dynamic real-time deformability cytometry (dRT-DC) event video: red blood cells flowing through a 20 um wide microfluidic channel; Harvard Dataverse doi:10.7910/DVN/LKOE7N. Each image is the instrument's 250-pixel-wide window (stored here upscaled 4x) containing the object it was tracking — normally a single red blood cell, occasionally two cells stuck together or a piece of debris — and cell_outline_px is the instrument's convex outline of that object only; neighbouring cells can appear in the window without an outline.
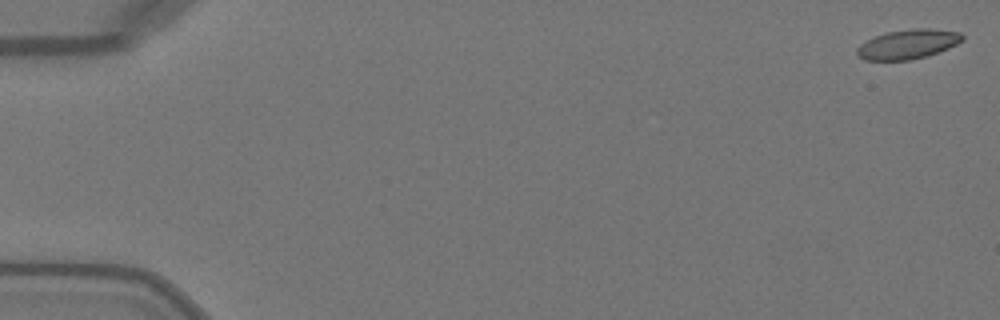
{"species": "Egyptian fruit bat (a non-hibernating species)", "species_latin": "Rousettus aegyptiacus", "temperature_condition": "warm", "stored_images_in_passage": 51, "camera_frame_rate_fps": 3000, "um_per_image_px": 0.085, "animal": {"sex": "female"}, "frame": {"image": 1, "passage_image": 1, "time_ms": 0.0, "image_size_px": [1000, 320], "cell_outline_px": [[964, 40], [948, 48], [912, 60], [864, 60], [856, 52], [856, 48], [860, 44], [876, 36], [888, 32], [912, 28], [928, 28], [960, 32], [964, 36]], "centroid_in_image_um": [77.18, 3.75], "position_along_channel_um": 7.8, "area_um2": 17.92}}
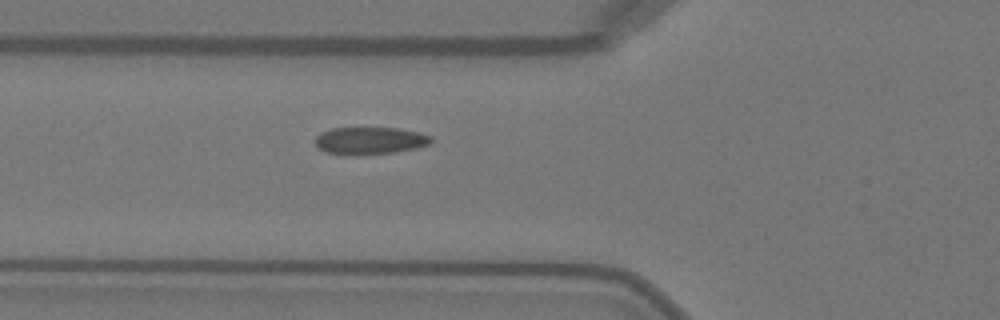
{"frame": {"image": 2, "passage_image": 19, "time_ms": 6.0, "image_size_px": [1000, 320], "cell_outline_px": [[432, 144], [416, 148], [392, 152], [324, 152], [316, 144], [316, 136], [320, 132], [332, 128], [400, 128], [420, 132], [432, 136]], "centroid_in_image_um": [31.53, 11.9], "position_along_channel_um": 94.3, "area_um2": 17.69}}
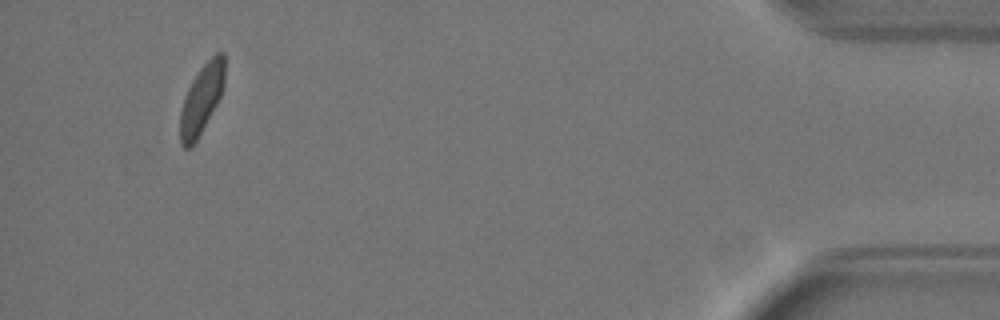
{"frame": {"image": 3, "passage_image": 48, "time_ms": 15.667, "image_size_px": [1000, 320], "cell_outline_px": [[224, 84], [220, 96], [216, 104], [196, 140], [188, 148], [184, 148], [180, 144], [180, 112], [184, 96], [192, 80], [200, 68], [216, 52], [224, 52]], "centroid_in_image_um": [17.11, 8.4], "position_along_channel_um": 418.1, "area_um2": 17.63}, "authors_computed_cell_mechanics": {"area_um2": 18.5538, "velocity_mm_per_s": 4.0526, "shape_relaxation_time_tau1_ms": 2.4086, "shape_relaxation_time_tau2_ms": 0.645, "deformation_change_tau1": 0.1212, "deformation_change_tau2": 0.0531}}